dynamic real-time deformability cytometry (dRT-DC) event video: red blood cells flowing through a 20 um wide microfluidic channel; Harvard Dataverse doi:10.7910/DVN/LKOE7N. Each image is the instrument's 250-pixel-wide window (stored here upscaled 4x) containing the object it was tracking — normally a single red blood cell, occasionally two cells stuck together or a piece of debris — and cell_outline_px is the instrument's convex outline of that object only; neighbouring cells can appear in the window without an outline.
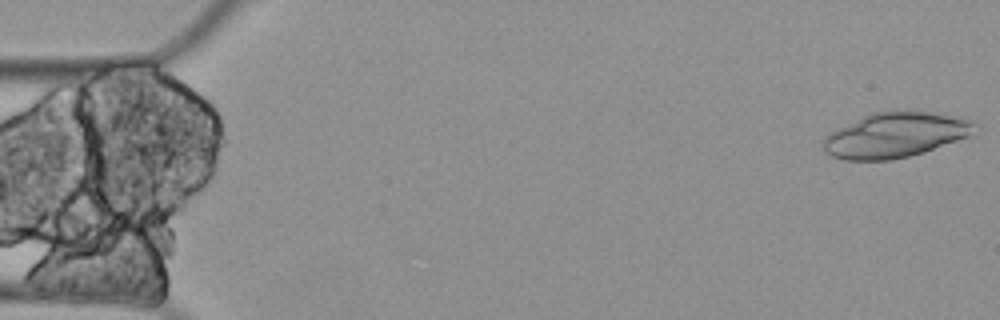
{"species": "Egyptian fruit bat (a non-hibernating species)", "species_latin": "Rousettus aegyptiacus", "temperature_condition": "cold", "stored_images_in_passage": 2, "camera_frame_rate_fps": 3000, "um_per_image_px": 0.085, "animal": {"sex": "female"}, "frame": {"image": 1, "passage_image": 1, "time_ms": 0.0, "image_size_px": [1000, 320], "cell_outline_px": [[980, 128], [972, 136], [924, 152], [892, 160], [844, 160], [832, 156], [824, 152], [824, 136], [872, 112], [896, 108], [916, 108], [972, 120], [980, 124]], "centroid_in_image_um": [76.22, 11.43], "position_along_channel_um": 8.8, "area_um2": 40.86}}